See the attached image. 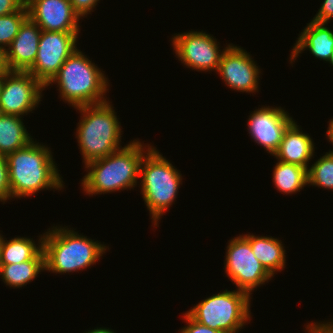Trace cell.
<instances>
[{
	"label": "cell",
	"mask_w": 333,
	"mask_h": 333,
	"mask_svg": "<svg viewBox=\"0 0 333 333\" xmlns=\"http://www.w3.org/2000/svg\"><path fill=\"white\" fill-rule=\"evenodd\" d=\"M150 145L134 139L118 151L86 163L87 174L80 183L85 194L93 196L134 189L139 183L141 161L153 146Z\"/></svg>",
	"instance_id": "obj_1"
},
{
	"label": "cell",
	"mask_w": 333,
	"mask_h": 333,
	"mask_svg": "<svg viewBox=\"0 0 333 333\" xmlns=\"http://www.w3.org/2000/svg\"><path fill=\"white\" fill-rule=\"evenodd\" d=\"M6 159L11 199L29 197L45 189L63 190V177L50 147L33 140Z\"/></svg>",
	"instance_id": "obj_2"
},
{
	"label": "cell",
	"mask_w": 333,
	"mask_h": 333,
	"mask_svg": "<svg viewBox=\"0 0 333 333\" xmlns=\"http://www.w3.org/2000/svg\"><path fill=\"white\" fill-rule=\"evenodd\" d=\"M45 271L57 274L74 273L92 267L109 246L94 241L68 226H53L43 233Z\"/></svg>",
	"instance_id": "obj_3"
},
{
	"label": "cell",
	"mask_w": 333,
	"mask_h": 333,
	"mask_svg": "<svg viewBox=\"0 0 333 333\" xmlns=\"http://www.w3.org/2000/svg\"><path fill=\"white\" fill-rule=\"evenodd\" d=\"M103 72L77 48L45 88L57 83L60 98L73 108L99 104L109 100L110 80Z\"/></svg>",
	"instance_id": "obj_4"
},
{
	"label": "cell",
	"mask_w": 333,
	"mask_h": 333,
	"mask_svg": "<svg viewBox=\"0 0 333 333\" xmlns=\"http://www.w3.org/2000/svg\"><path fill=\"white\" fill-rule=\"evenodd\" d=\"M110 100L99 104L76 107L81 116L76 135L84 165L123 148L122 127Z\"/></svg>",
	"instance_id": "obj_5"
},
{
	"label": "cell",
	"mask_w": 333,
	"mask_h": 333,
	"mask_svg": "<svg viewBox=\"0 0 333 333\" xmlns=\"http://www.w3.org/2000/svg\"><path fill=\"white\" fill-rule=\"evenodd\" d=\"M180 172L154 146L145 153L141 161V194L155 227L159 226L161 216L175 204L183 179Z\"/></svg>",
	"instance_id": "obj_6"
},
{
	"label": "cell",
	"mask_w": 333,
	"mask_h": 333,
	"mask_svg": "<svg viewBox=\"0 0 333 333\" xmlns=\"http://www.w3.org/2000/svg\"><path fill=\"white\" fill-rule=\"evenodd\" d=\"M250 299L252 297L244 291L225 289L206 297L186 312L209 328L223 333H238L251 321Z\"/></svg>",
	"instance_id": "obj_7"
},
{
	"label": "cell",
	"mask_w": 333,
	"mask_h": 333,
	"mask_svg": "<svg viewBox=\"0 0 333 333\" xmlns=\"http://www.w3.org/2000/svg\"><path fill=\"white\" fill-rule=\"evenodd\" d=\"M228 242L223 269L237 290L251 296L257 287L268 283L273 276L255 257L250 243L242 235Z\"/></svg>",
	"instance_id": "obj_8"
},
{
	"label": "cell",
	"mask_w": 333,
	"mask_h": 333,
	"mask_svg": "<svg viewBox=\"0 0 333 333\" xmlns=\"http://www.w3.org/2000/svg\"><path fill=\"white\" fill-rule=\"evenodd\" d=\"M173 51L186 68L196 71L217 72L225 48L220 49L219 42L213 35L202 31L176 33L172 36Z\"/></svg>",
	"instance_id": "obj_9"
},
{
	"label": "cell",
	"mask_w": 333,
	"mask_h": 333,
	"mask_svg": "<svg viewBox=\"0 0 333 333\" xmlns=\"http://www.w3.org/2000/svg\"><path fill=\"white\" fill-rule=\"evenodd\" d=\"M45 86L28 71L3 72L0 113L24 118L38 108Z\"/></svg>",
	"instance_id": "obj_10"
},
{
	"label": "cell",
	"mask_w": 333,
	"mask_h": 333,
	"mask_svg": "<svg viewBox=\"0 0 333 333\" xmlns=\"http://www.w3.org/2000/svg\"><path fill=\"white\" fill-rule=\"evenodd\" d=\"M78 35L79 33L42 30L37 57L27 71L46 86L78 48Z\"/></svg>",
	"instance_id": "obj_11"
},
{
	"label": "cell",
	"mask_w": 333,
	"mask_h": 333,
	"mask_svg": "<svg viewBox=\"0 0 333 333\" xmlns=\"http://www.w3.org/2000/svg\"><path fill=\"white\" fill-rule=\"evenodd\" d=\"M217 73L232 90L249 94L259 91L261 70L250 53L240 46L231 43L226 48Z\"/></svg>",
	"instance_id": "obj_12"
},
{
	"label": "cell",
	"mask_w": 333,
	"mask_h": 333,
	"mask_svg": "<svg viewBox=\"0 0 333 333\" xmlns=\"http://www.w3.org/2000/svg\"><path fill=\"white\" fill-rule=\"evenodd\" d=\"M247 121L251 138L273 156L280 146L286 129L295 120L282 107L263 105L252 111Z\"/></svg>",
	"instance_id": "obj_13"
},
{
	"label": "cell",
	"mask_w": 333,
	"mask_h": 333,
	"mask_svg": "<svg viewBox=\"0 0 333 333\" xmlns=\"http://www.w3.org/2000/svg\"><path fill=\"white\" fill-rule=\"evenodd\" d=\"M28 17L43 31L80 32V17L69 0H26Z\"/></svg>",
	"instance_id": "obj_14"
},
{
	"label": "cell",
	"mask_w": 333,
	"mask_h": 333,
	"mask_svg": "<svg viewBox=\"0 0 333 333\" xmlns=\"http://www.w3.org/2000/svg\"><path fill=\"white\" fill-rule=\"evenodd\" d=\"M42 30L29 17L22 23L6 51L9 71H27L37 57Z\"/></svg>",
	"instance_id": "obj_15"
},
{
	"label": "cell",
	"mask_w": 333,
	"mask_h": 333,
	"mask_svg": "<svg viewBox=\"0 0 333 333\" xmlns=\"http://www.w3.org/2000/svg\"><path fill=\"white\" fill-rule=\"evenodd\" d=\"M327 23L310 21L299 34L290 54V64L298 58L299 54L309 50L316 59L328 62L333 54V31Z\"/></svg>",
	"instance_id": "obj_16"
},
{
	"label": "cell",
	"mask_w": 333,
	"mask_h": 333,
	"mask_svg": "<svg viewBox=\"0 0 333 333\" xmlns=\"http://www.w3.org/2000/svg\"><path fill=\"white\" fill-rule=\"evenodd\" d=\"M302 128L293 122L285 131L280 146L273 155L284 163L300 165L309 168V162L314 158L315 143L308 133H303Z\"/></svg>",
	"instance_id": "obj_17"
},
{
	"label": "cell",
	"mask_w": 333,
	"mask_h": 333,
	"mask_svg": "<svg viewBox=\"0 0 333 333\" xmlns=\"http://www.w3.org/2000/svg\"><path fill=\"white\" fill-rule=\"evenodd\" d=\"M251 246L255 257L274 277L286 266V250L281 240L272 236H255L253 233L242 235Z\"/></svg>",
	"instance_id": "obj_18"
},
{
	"label": "cell",
	"mask_w": 333,
	"mask_h": 333,
	"mask_svg": "<svg viewBox=\"0 0 333 333\" xmlns=\"http://www.w3.org/2000/svg\"><path fill=\"white\" fill-rule=\"evenodd\" d=\"M43 237L44 235L41 234L36 244L33 238L17 236L7 240L2 235L0 265L22 263L28 260H45Z\"/></svg>",
	"instance_id": "obj_19"
},
{
	"label": "cell",
	"mask_w": 333,
	"mask_h": 333,
	"mask_svg": "<svg viewBox=\"0 0 333 333\" xmlns=\"http://www.w3.org/2000/svg\"><path fill=\"white\" fill-rule=\"evenodd\" d=\"M23 120L19 116L0 113V154L7 156L34 140Z\"/></svg>",
	"instance_id": "obj_20"
},
{
	"label": "cell",
	"mask_w": 333,
	"mask_h": 333,
	"mask_svg": "<svg viewBox=\"0 0 333 333\" xmlns=\"http://www.w3.org/2000/svg\"><path fill=\"white\" fill-rule=\"evenodd\" d=\"M273 183L282 194H295L308 185V169L277 160L273 169Z\"/></svg>",
	"instance_id": "obj_21"
},
{
	"label": "cell",
	"mask_w": 333,
	"mask_h": 333,
	"mask_svg": "<svg viewBox=\"0 0 333 333\" xmlns=\"http://www.w3.org/2000/svg\"><path fill=\"white\" fill-rule=\"evenodd\" d=\"M45 271V260H28L22 263L0 265V278L6 286L22 288Z\"/></svg>",
	"instance_id": "obj_22"
},
{
	"label": "cell",
	"mask_w": 333,
	"mask_h": 333,
	"mask_svg": "<svg viewBox=\"0 0 333 333\" xmlns=\"http://www.w3.org/2000/svg\"><path fill=\"white\" fill-rule=\"evenodd\" d=\"M308 185L333 191V153L326 152L308 168Z\"/></svg>",
	"instance_id": "obj_23"
},
{
	"label": "cell",
	"mask_w": 333,
	"mask_h": 333,
	"mask_svg": "<svg viewBox=\"0 0 333 333\" xmlns=\"http://www.w3.org/2000/svg\"><path fill=\"white\" fill-rule=\"evenodd\" d=\"M28 18L26 4L17 12L0 16V46L6 50L15 36L18 34L20 26Z\"/></svg>",
	"instance_id": "obj_24"
},
{
	"label": "cell",
	"mask_w": 333,
	"mask_h": 333,
	"mask_svg": "<svg viewBox=\"0 0 333 333\" xmlns=\"http://www.w3.org/2000/svg\"><path fill=\"white\" fill-rule=\"evenodd\" d=\"M11 199L10 186L8 182V165L5 155L0 154V202H7Z\"/></svg>",
	"instance_id": "obj_25"
},
{
	"label": "cell",
	"mask_w": 333,
	"mask_h": 333,
	"mask_svg": "<svg viewBox=\"0 0 333 333\" xmlns=\"http://www.w3.org/2000/svg\"><path fill=\"white\" fill-rule=\"evenodd\" d=\"M182 318L186 321L187 326L181 328L180 333H223L195 321L187 312L183 314Z\"/></svg>",
	"instance_id": "obj_26"
},
{
	"label": "cell",
	"mask_w": 333,
	"mask_h": 333,
	"mask_svg": "<svg viewBox=\"0 0 333 333\" xmlns=\"http://www.w3.org/2000/svg\"><path fill=\"white\" fill-rule=\"evenodd\" d=\"M72 4L73 10L81 18L87 17V15L94 12V8L100 0H69ZM83 17V18H82Z\"/></svg>",
	"instance_id": "obj_27"
},
{
	"label": "cell",
	"mask_w": 333,
	"mask_h": 333,
	"mask_svg": "<svg viewBox=\"0 0 333 333\" xmlns=\"http://www.w3.org/2000/svg\"><path fill=\"white\" fill-rule=\"evenodd\" d=\"M330 20H333V0H324L312 21L328 24Z\"/></svg>",
	"instance_id": "obj_28"
},
{
	"label": "cell",
	"mask_w": 333,
	"mask_h": 333,
	"mask_svg": "<svg viewBox=\"0 0 333 333\" xmlns=\"http://www.w3.org/2000/svg\"><path fill=\"white\" fill-rule=\"evenodd\" d=\"M26 4V0H0V16L19 11Z\"/></svg>",
	"instance_id": "obj_29"
},
{
	"label": "cell",
	"mask_w": 333,
	"mask_h": 333,
	"mask_svg": "<svg viewBox=\"0 0 333 333\" xmlns=\"http://www.w3.org/2000/svg\"><path fill=\"white\" fill-rule=\"evenodd\" d=\"M305 329L308 333H333V320L307 323Z\"/></svg>",
	"instance_id": "obj_30"
},
{
	"label": "cell",
	"mask_w": 333,
	"mask_h": 333,
	"mask_svg": "<svg viewBox=\"0 0 333 333\" xmlns=\"http://www.w3.org/2000/svg\"><path fill=\"white\" fill-rule=\"evenodd\" d=\"M8 71L6 51L0 46V73Z\"/></svg>",
	"instance_id": "obj_31"
},
{
	"label": "cell",
	"mask_w": 333,
	"mask_h": 333,
	"mask_svg": "<svg viewBox=\"0 0 333 333\" xmlns=\"http://www.w3.org/2000/svg\"><path fill=\"white\" fill-rule=\"evenodd\" d=\"M330 121L329 122V125H328V130L326 131V136H327V140L332 143L333 145V118L332 119H329ZM329 152H332L333 153V149L332 151L330 150Z\"/></svg>",
	"instance_id": "obj_32"
},
{
	"label": "cell",
	"mask_w": 333,
	"mask_h": 333,
	"mask_svg": "<svg viewBox=\"0 0 333 333\" xmlns=\"http://www.w3.org/2000/svg\"><path fill=\"white\" fill-rule=\"evenodd\" d=\"M85 333H116L114 330L106 327H96L92 330H88Z\"/></svg>",
	"instance_id": "obj_33"
},
{
	"label": "cell",
	"mask_w": 333,
	"mask_h": 333,
	"mask_svg": "<svg viewBox=\"0 0 333 333\" xmlns=\"http://www.w3.org/2000/svg\"><path fill=\"white\" fill-rule=\"evenodd\" d=\"M2 80H3V73H0V92H1Z\"/></svg>",
	"instance_id": "obj_34"
},
{
	"label": "cell",
	"mask_w": 333,
	"mask_h": 333,
	"mask_svg": "<svg viewBox=\"0 0 333 333\" xmlns=\"http://www.w3.org/2000/svg\"><path fill=\"white\" fill-rule=\"evenodd\" d=\"M328 63L331 64V66H333V54H332V56L330 57Z\"/></svg>",
	"instance_id": "obj_35"
},
{
	"label": "cell",
	"mask_w": 333,
	"mask_h": 333,
	"mask_svg": "<svg viewBox=\"0 0 333 333\" xmlns=\"http://www.w3.org/2000/svg\"><path fill=\"white\" fill-rule=\"evenodd\" d=\"M2 234L0 233V253H1Z\"/></svg>",
	"instance_id": "obj_36"
}]
</instances>
